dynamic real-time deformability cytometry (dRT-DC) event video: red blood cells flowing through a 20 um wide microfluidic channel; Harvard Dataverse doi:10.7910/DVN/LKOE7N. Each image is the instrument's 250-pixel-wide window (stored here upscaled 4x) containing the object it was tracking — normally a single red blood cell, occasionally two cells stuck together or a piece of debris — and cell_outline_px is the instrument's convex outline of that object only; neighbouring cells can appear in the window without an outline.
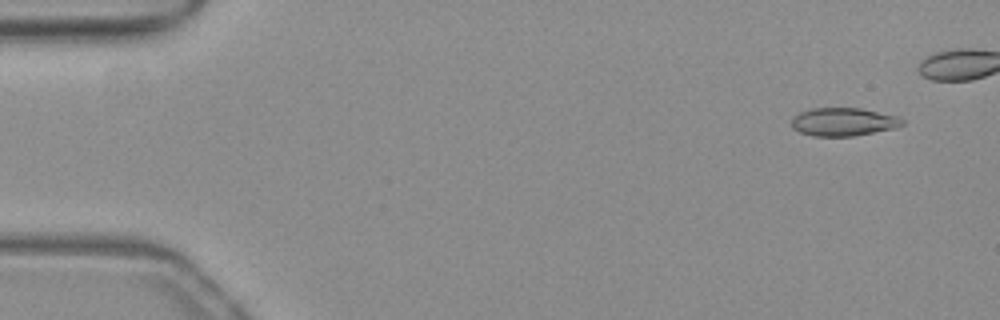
{"species": "common noctule bat (a hibernating species)", "species_latin": "Nyctalus noctula", "temperature_condition": "warm", "stored_images_in_passage": 9, "camera_frame_rate_fps": 3000, "um_per_image_px": 0.085, "animal": {"sex": "female", "body_mass_g": 19.3, "forearm_length_mm": 54.1}, "frame": {"image": 1, "passage_image": 2, "time_ms": 0.333, "image_size_px": [1000, 320], "cell_outline_px": [[904, 124], [896, 128], [852, 136], [812, 136], [800, 132], [792, 128], [792, 120], [800, 112], [812, 108], [860, 108], [900, 116], [904, 120]], "centroid_in_image_um": [71.73, 10.36], "position_along_channel_um": 13.3, "area_um2": 18.21}}